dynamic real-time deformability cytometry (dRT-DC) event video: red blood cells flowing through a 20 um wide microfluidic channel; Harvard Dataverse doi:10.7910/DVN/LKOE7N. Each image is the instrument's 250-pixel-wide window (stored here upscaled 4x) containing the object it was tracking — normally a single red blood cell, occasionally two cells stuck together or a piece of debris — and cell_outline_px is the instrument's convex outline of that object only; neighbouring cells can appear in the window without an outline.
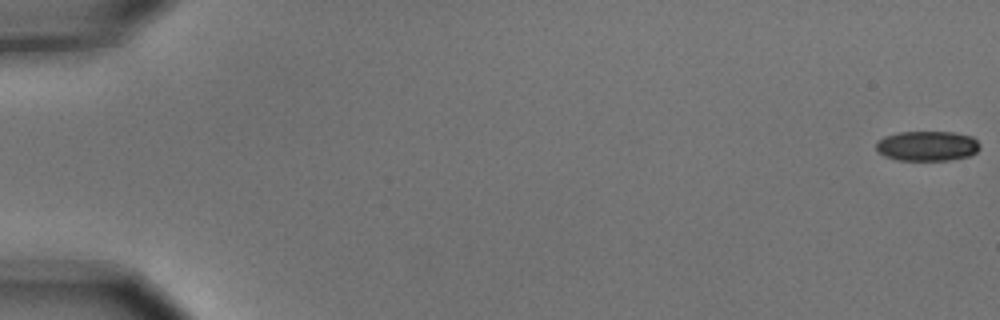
{"species": "common noctule bat (a hibernating species)", "species_latin": "Nyctalus noctula", "temperature_condition": "cold", "stored_images_in_passage": 7, "camera_frame_rate_fps": 3000, "um_per_image_px": 0.085, "animal": {"sex": "male", "body_mass_g": 15.6}, "frame": {"image": 1, "passage_image": 1, "time_ms": 0.0, "image_size_px": [1000, 320], "cell_outline_px": [[980, 148], [976, 152], [968, 156], [948, 160], [896, 160], [884, 156], [876, 152], [876, 144], [884, 136], [900, 132], [952, 132], [972, 136], [980, 144]], "centroid_in_image_um": [78.8, 12.41], "position_along_channel_um": 6.2, "area_um2": 18.15}}
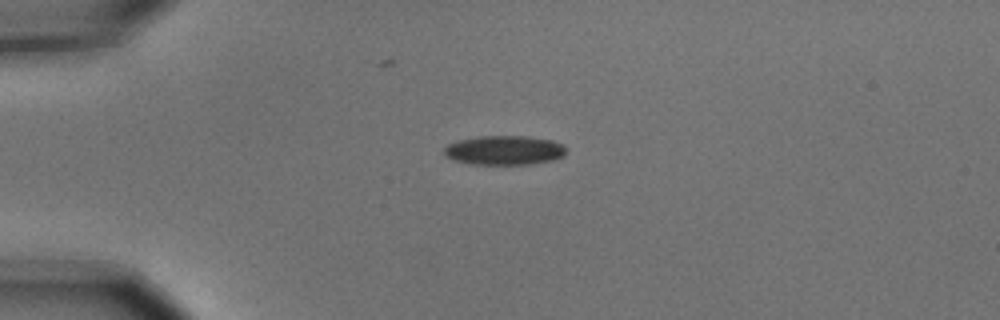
{"frame": {"image": 2, "passage_image": 5, "time_ms": 1.333, "image_size_px": [1000, 320], "cell_outline_px": [[568, 148], [564, 156], [552, 160], [528, 164], [472, 164], [452, 160], [444, 156], [444, 148], [448, 144], [460, 140], [480, 136], [528, 136], [552, 140], [564, 144]], "centroid_in_image_um": [42.89, 12.77], "position_along_channel_um": 42.1, "area_um2": 20.98}}
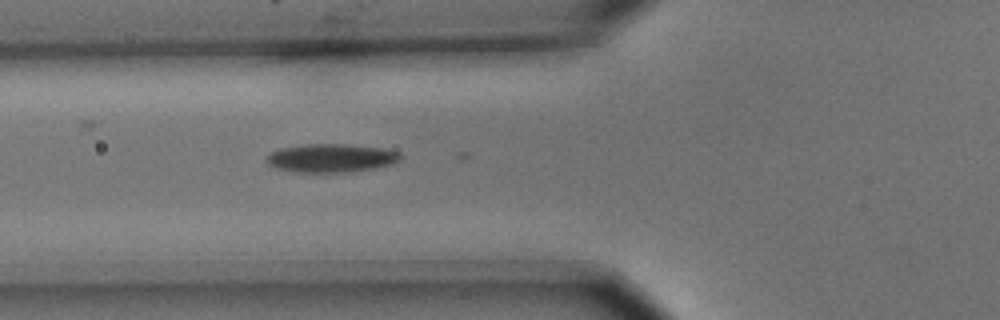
{"frame": {"image": 3, "passage_image": 7, "time_ms": 2.0, "image_size_px": [1000, 320], "cell_outline_px": [[400, 160], [396, 164], [376, 168], [352, 172], [300, 172], [276, 168], [268, 164], [268, 156], [272, 152], [280, 148], [304, 144], [348, 144], [384, 148], [400, 152]], "centroid_in_image_um": [28.23, 13.43], "position_along_channel_um": 97.6, "area_um2": 22.31}}